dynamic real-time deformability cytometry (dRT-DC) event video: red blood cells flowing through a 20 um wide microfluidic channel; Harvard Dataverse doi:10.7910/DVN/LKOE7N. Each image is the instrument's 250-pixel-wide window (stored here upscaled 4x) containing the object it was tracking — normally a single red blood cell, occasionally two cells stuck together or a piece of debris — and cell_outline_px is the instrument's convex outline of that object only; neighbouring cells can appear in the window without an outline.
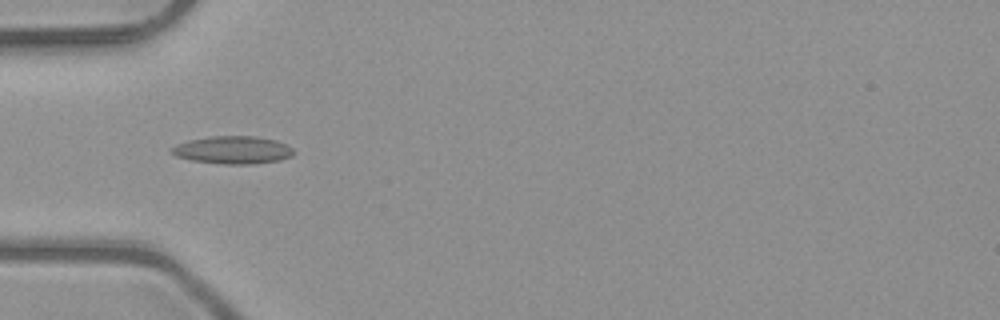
{"species": "common noctule bat (a hibernating species)", "species_latin": "Nyctalus noctula", "temperature_condition": "room temperature", "stored_images_in_passage": 51, "camera_frame_rate_fps": 3000, "um_per_image_px": 0.085, "animal": {"sex": "male", "body_mass_g": 23.1, "forearm_length_mm": 52.7}, "frame": {"image": 1, "passage_image": 16, "time_ms": 5.0, "image_size_px": [1000, 320], "cell_outline_px": [[296, 152], [292, 156], [280, 160], [252, 164], [224, 164], [192, 160], [176, 156], [172, 152], [172, 148], [176, 144], [188, 140], [212, 136], [256, 136], [276, 140], [288, 144]], "centroid_in_image_um": [19.84, 12.74], "position_along_channel_um": 65.2, "area_um2": 19.77}}
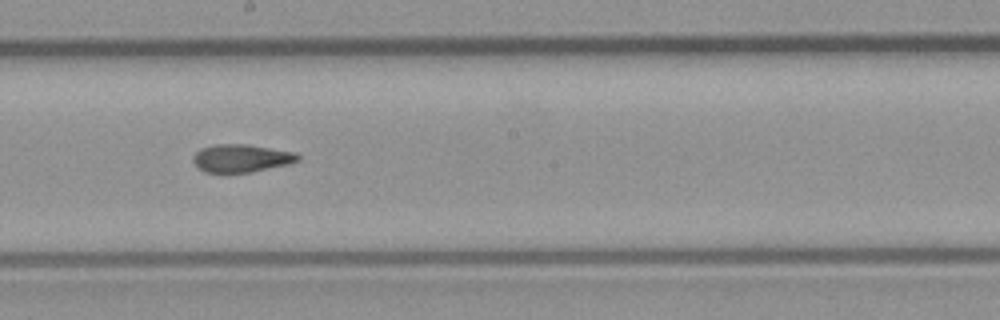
{"frame": {"image": 2, "passage_image": 28, "time_ms": 9.0, "image_size_px": [1000, 320], "cell_outline_px": [[300, 160], [288, 164], [252, 172], [204, 172], [192, 160], [192, 156], [200, 148], [216, 144], [244, 144], [296, 152], [300, 156]], "centroid_in_image_um": [20.52, 13.44], "position_along_channel_um": 227.7, "area_um2": 16.94}}
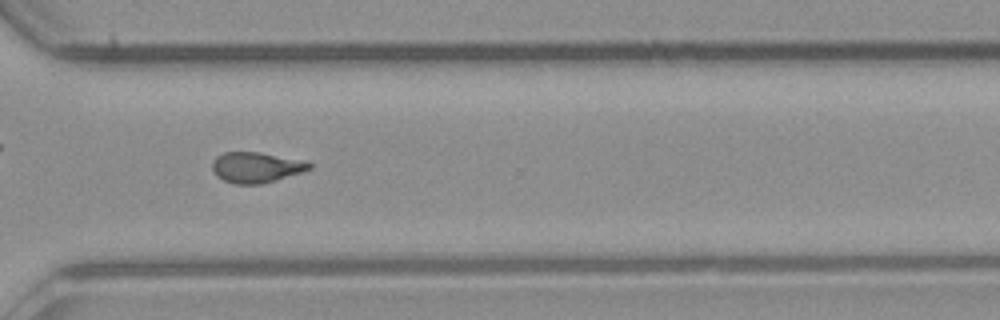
{"frame": {"image": 3, "passage_image": 37, "time_ms": 12.0, "image_size_px": [1000, 320], "cell_outline_px": [[312, 168], [276, 180], [260, 184], [236, 184], [224, 180], [216, 176], [212, 168], [212, 160], [216, 156], [224, 152], [260, 152], [308, 160], [312, 164]], "centroid_in_image_um": [21.79, 14.21], "position_along_channel_um": 348.8, "area_um2": 17.46}, "authors_computed_cell_mechanics": {"area_um2": 17.4556, "velocity_mm_per_s": 4.0484, "shape_relaxation_time_tau1_ms": null, "shape_relaxation_time_tau2_ms": 2.5655, "deformation_change_tau1": null, "deformation_change_tau2": 0.102}}